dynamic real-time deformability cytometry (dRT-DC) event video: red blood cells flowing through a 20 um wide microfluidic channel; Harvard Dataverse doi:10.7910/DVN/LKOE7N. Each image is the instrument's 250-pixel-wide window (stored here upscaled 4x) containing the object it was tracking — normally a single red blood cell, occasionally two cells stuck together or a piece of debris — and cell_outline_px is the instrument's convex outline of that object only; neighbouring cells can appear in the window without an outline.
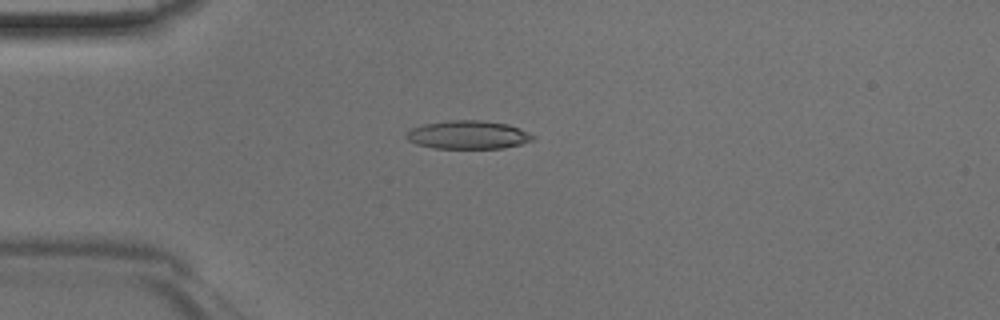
{"species": "Egyptian fruit bat (a non-hibernating species)", "species_latin": "Rousettus aegyptiacus", "temperature_condition": "room temperature", "stored_images_in_passage": 45, "camera_frame_rate_fps": 3000, "um_per_image_px": 0.085, "animal": {"sex": "male"}, "frame": {"image": 1, "passage_image": 11, "time_ms": 3.333, "image_size_px": [1000, 320], "cell_outline_px": [[536, 136], [532, 140], [520, 144], [504, 148], [436, 148], [416, 144], [408, 140], [404, 136], [412, 128], [424, 124], [448, 120], [480, 120], [508, 124], [520, 128]], "centroid_in_image_um": [39.79, 11.45], "position_along_channel_um": 45.2, "area_um2": 20.87}}
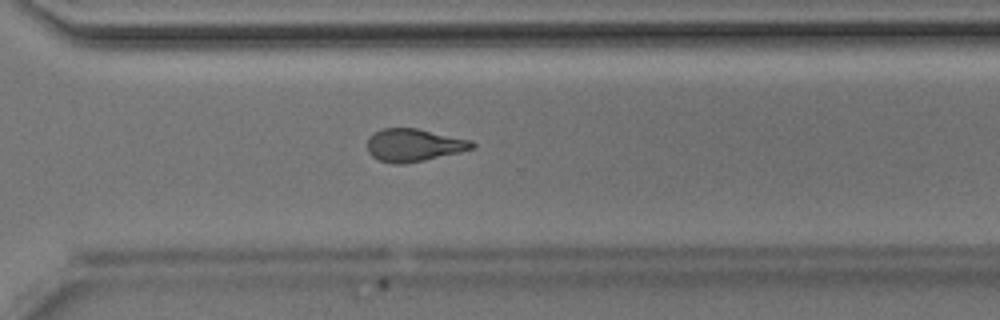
{"frame": {"image": 2, "passage_image": 32, "time_ms": 10.333, "image_size_px": [1000, 320], "cell_outline_px": [[476, 144], [472, 148], [460, 152], [424, 160], [404, 164], [392, 164], [380, 160], [372, 156], [368, 152], [368, 140], [380, 128], [416, 128], [472, 140]], "centroid_in_image_um": [35.18, 12.34], "position_along_channel_um": 335.4, "area_um2": 19.83}}
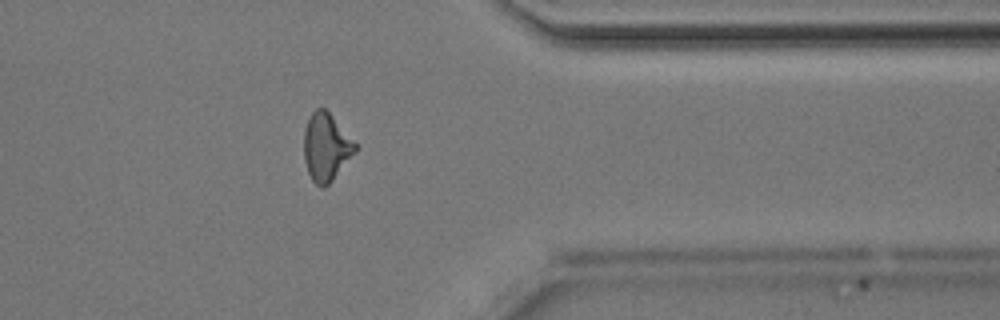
{"frame": {"image": 3, "passage_image": 36, "time_ms": 11.667, "image_size_px": [1000, 320], "cell_outline_px": [[356, 152], [332, 180], [324, 188], [320, 188], [312, 180], [308, 172], [304, 160], [304, 132], [308, 116], [316, 108], [324, 108], [328, 112], [356, 144]], "centroid_in_image_um": [27.69, 12.52], "position_along_channel_um": 383.7, "area_um2": 20.0}}